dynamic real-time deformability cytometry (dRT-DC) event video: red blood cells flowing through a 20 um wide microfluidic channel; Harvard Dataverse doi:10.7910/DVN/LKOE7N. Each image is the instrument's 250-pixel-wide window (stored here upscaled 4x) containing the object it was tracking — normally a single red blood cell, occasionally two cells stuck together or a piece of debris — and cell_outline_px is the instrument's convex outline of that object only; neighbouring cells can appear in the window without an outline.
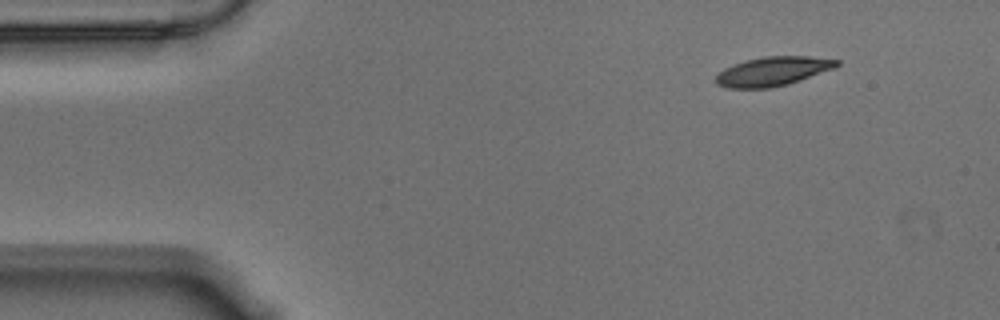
{"species": "Egyptian fruit bat (a non-hibernating species)", "species_latin": "Rousettus aegyptiacus", "temperature_condition": "warm", "stored_images_in_passage": 51, "camera_frame_rate_fps": 3000, "um_per_image_px": 0.085, "animal": {"sex": "male"}, "frame": {"image": 1, "passage_image": 1, "time_ms": 0.0, "image_size_px": [1000, 320], "cell_outline_px": [[840, 64], [836, 68], [788, 84], [768, 88], [728, 88], [716, 84], [716, 76], [724, 68], [744, 60], [764, 56], [808, 56], [840, 60]], "centroid_in_image_um": [65.71, 6.05], "position_along_channel_um": 19.3, "area_um2": 20.58}}
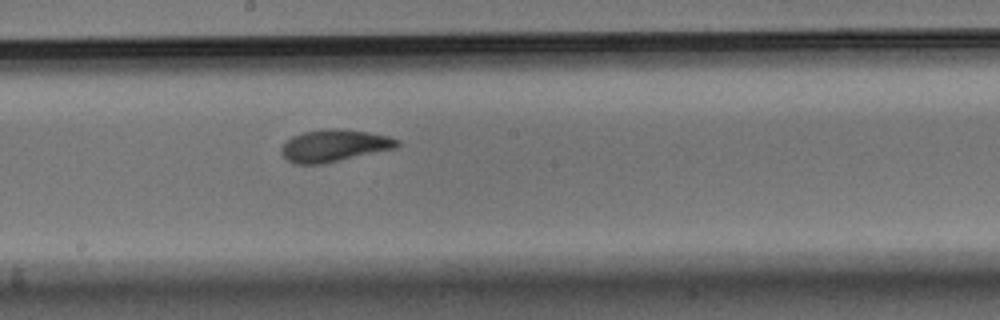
{"frame": {"image": 2, "passage_image": 25, "time_ms": 8.0, "image_size_px": [1000, 320], "cell_outline_px": [[400, 144], [396, 148], [324, 164], [292, 164], [280, 152], [280, 148], [292, 136], [304, 132], [320, 128], [336, 128], [368, 132], [388, 136], [400, 140]], "centroid_in_image_um": [28.4, 12.38], "position_along_channel_um": 219.8, "area_um2": 21.85}}
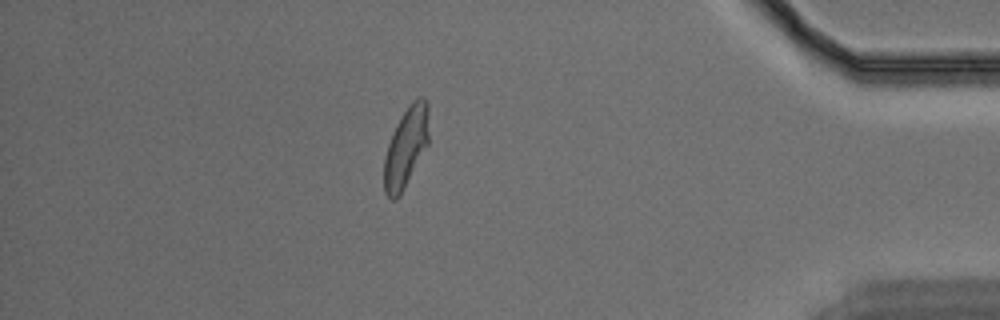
{"frame": {"image": 3, "passage_image": 44, "time_ms": 14.333, "image_size_px": [1000, 320], "cell_outline_px": [[428, 144], [400, 196], [396, 200], [392, 200], [384, 192], [384, 160], [388, 144], [396, 124], [408, 104], [416, 96], [424, 96], [428, 100]], "centroid_in_image_um": [34.52, 12.47], "position_along_channel_um": 400.7, "area_um2": 21.04}, "authors_computed_cell_mechanics": {"area_um2": 21.2126, "velocity_mm_per_s": 3.5259, "shape_relaxation_time_tau1_ms": 4.2924, "shape_relaxation_time_tau2_ms": 1.6222, "deformation_change_tau1": 0.1788, "deformation_change_tau2": 0.088}}